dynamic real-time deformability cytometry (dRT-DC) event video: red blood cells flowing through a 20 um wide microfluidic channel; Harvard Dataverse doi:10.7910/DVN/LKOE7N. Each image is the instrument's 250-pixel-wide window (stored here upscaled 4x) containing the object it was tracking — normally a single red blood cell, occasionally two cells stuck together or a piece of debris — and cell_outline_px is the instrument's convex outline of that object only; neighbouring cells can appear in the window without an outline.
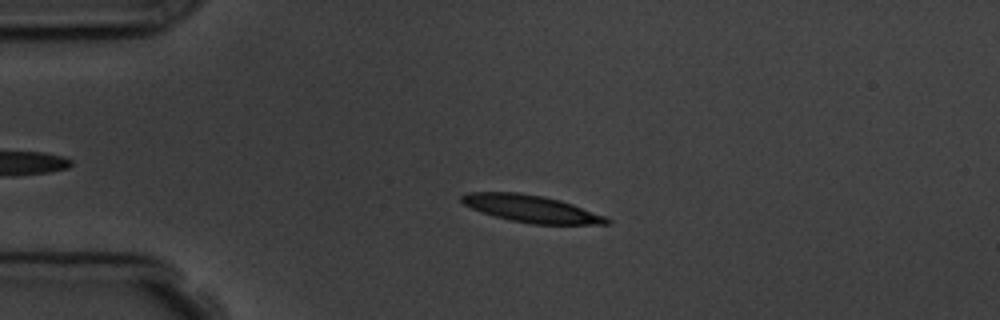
{"species": "common noctule bat (a hibernating species)", "species_latin": "Nyctalus noctula", "temperature_condition": "room temperature", "stored_images_in_passage": 5, "camera_frame_rate_fps": 3000, "um_per_image_px": 0.085, "animal": {"sex": "male", "body_mass_g": 19.5, "forearm_length_mm": 54.6}, "frame": {"image": 1, "passage_image": 3, "time_ms": 2.0, "image_size_px": [1000, 320], "cell_outline_px": [[612, 224], [532, 224], [508, 220], [480, 212], [464, 204], [460, 200], [460, 196], [468, 192], [520, 192], [544, 196], [560, 200], [572, 204], [604, 216], [612, 220]], "centroid_in_image_um": [45.13, 17.74], "position_along_channel_um": 39.9, "area_um2": 23.0}}